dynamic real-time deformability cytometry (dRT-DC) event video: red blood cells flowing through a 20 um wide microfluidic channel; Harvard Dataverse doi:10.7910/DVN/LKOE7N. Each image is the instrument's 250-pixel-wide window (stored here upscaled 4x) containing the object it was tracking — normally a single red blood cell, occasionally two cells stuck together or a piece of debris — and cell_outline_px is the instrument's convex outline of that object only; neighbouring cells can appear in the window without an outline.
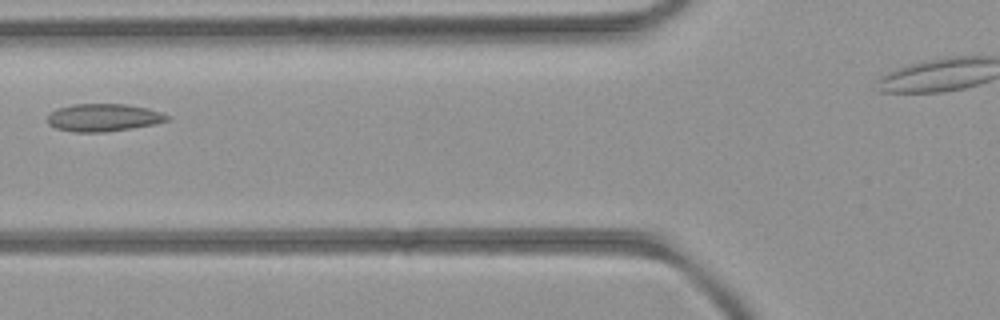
{"species": "common noctule bat (a hibernating species)", "species_latin": "Nyctalus noctula", "temperature_condition": "room temperature", "stored_images_in_passage": 3, "camera_frame_rate_fps": 3000, "um_per_image_px": 0.085, "animal": {"sex": "female", "body_mass_g": 21.9}, "frame": {"image": 1, "passage_image": 3, "time_ms": 2.333, "image_size_px": [1000, 320], "cell_outline_px": [[172, 120], [156, 124], [104, 132], [76, 132], [56, 128], [48, 124], [48, 116], [56, 108], [72, 104], [128, 104], [148, 108], [172, 116]], "centroid_in_image_um": [8.85, 9.98], "position_along_channel_um": 117.0, "area_um2": 19.42}}